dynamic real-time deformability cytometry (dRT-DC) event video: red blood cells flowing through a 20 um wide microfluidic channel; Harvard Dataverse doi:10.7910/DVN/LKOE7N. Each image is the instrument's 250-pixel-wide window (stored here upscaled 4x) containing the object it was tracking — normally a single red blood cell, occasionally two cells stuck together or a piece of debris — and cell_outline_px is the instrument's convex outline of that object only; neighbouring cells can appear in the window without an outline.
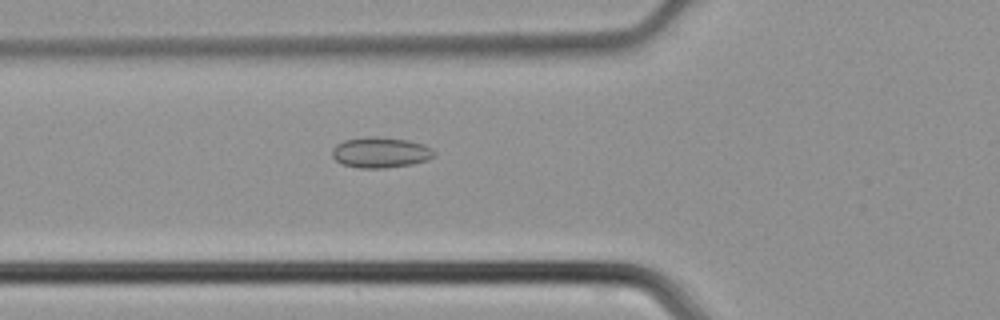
{"species": "common noctule bat (a hibernating species)", "species_latin": "Nyctalus noctula", "temperature_condition": "cold", "stored_images_in_passage": 34, "camera_frame_rate_fps": 3000, "um_per_image_px": 0.085, "animal": {"sex": "male", "body_mass_g": 21.5, "forearm_length_mm": 52.0}, "frame": {"image": 1, "passage_image": 5, "time_ms": 1.333, "image_size_px": [1000, 320], "cell_outline_px": [[436, 156], [428, 160], [412, 164], [384, 168], [360, 168], [340, 164], [332, 156], [332, 148], [336, 144], [344, 140], [368, 136], [376, 136], [408, 140], [424, 144], [432, 148], [436, 152]], "centroid_in_image_um": [32.36, 12.95], "position_along_channel_um": 93.4, "area_um2": 18.5}}
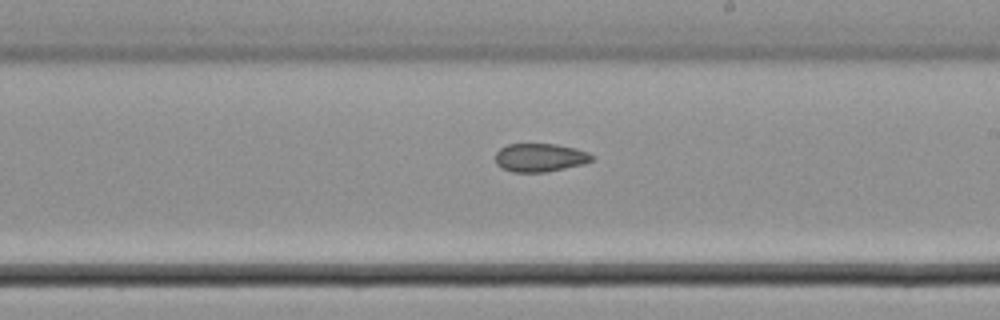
{"frame": {"image": 2, "passage_image": 15, "time_ms": 4.667, "image_size_px": [1000, 320], "cell_outline_px": [[596, 156], [592, 160], [584, 164], [548, 172], [512, 172], [500, 168], [496, 164], [496, 152], [500, 148], [508, 144], [556, 144], [576, 148], [588, 152]], "centroid_in_image_um": [45.91, 13.4], "position_along_channel_um": 243.1, "area_um2": 16.18}}
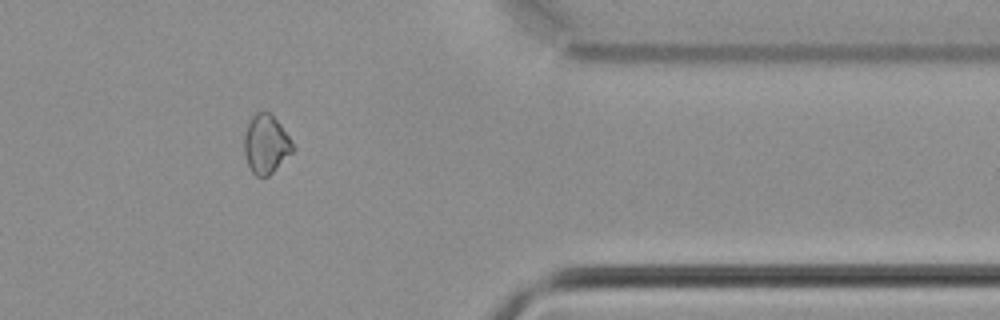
{"frame": {"image": 3, "passage_image": 26, "time_ms": 8.333, "image_size_px": [1000, 320], "cell_outline_px": [[296, 148], [268, 176], [256, 176], [252, 172], [248, 164], [244, 152], [244, 136], [248, 124], [252, 116], [256, 112], [272, 112]], "centroid_in_image_um": [22.61, 12.23], "position_along_channel_um": 388.8, "area_um2": 16.47}}